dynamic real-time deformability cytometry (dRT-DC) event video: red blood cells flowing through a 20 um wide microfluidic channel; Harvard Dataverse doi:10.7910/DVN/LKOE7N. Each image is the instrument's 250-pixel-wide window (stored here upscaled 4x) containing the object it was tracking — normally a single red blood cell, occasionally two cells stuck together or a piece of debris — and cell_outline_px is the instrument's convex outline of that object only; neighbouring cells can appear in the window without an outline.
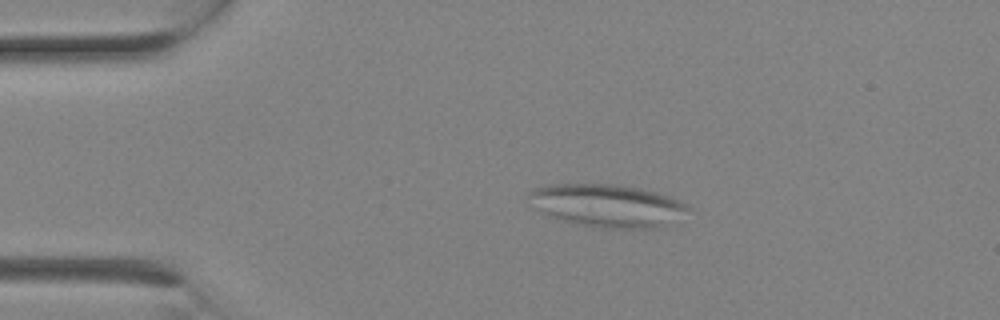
{"species": "Egyptian fruit bat (a non-hibernating species)", "species_latin": "Rousettus aegyptiacus", "temperature_condition": "room temperature", "stored_images_in_passage": 3, "camera_frame_rate_fps": 3000, "um_per_image_px": 0.085, "animal": {"sex": "female"}, "frame": {"image": 1, "passage_image": 2, "time_ms": 0.333, "image_size_px": [1000, 320], "cell_outline_px": [[692, 208], [656, 228], [604, 228], [556, 220], [548, 216], [536, 208], [528, 196], [528, 192], [532, 188], [544, 184], [620, 184], [640, 188], [656, 192], [680, 200], [688, 204]], "centroid_in_image_um": [51.55, 17.45], "position_along_channel_um": 33.5, "area_um2": 39.59}}